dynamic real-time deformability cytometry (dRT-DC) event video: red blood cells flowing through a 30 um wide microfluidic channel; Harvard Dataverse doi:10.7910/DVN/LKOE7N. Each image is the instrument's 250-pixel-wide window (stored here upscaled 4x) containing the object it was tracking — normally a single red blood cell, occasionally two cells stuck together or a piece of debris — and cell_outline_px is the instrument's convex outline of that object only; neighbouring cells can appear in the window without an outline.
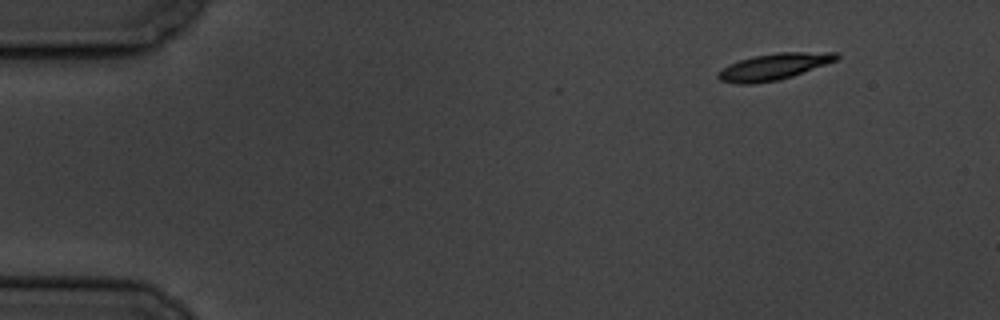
{"species": "common noctule bat (a hibernating species)", "species_latin": "Nyctalus noctula", "temperature_condition": "cold", "stored_images_in_passage": 2, "camera_frame_rate_fps": 3000, "um_per_image_px": 0.085, "animal": {"sex": "male", "body_mass_g": 19.5, "forearm_length_mm": 54.6}, "frame": {"image": 1, "passage_image": 2, "time_ms": 1.333, "image_size_px": [1000, 320], "cell_outline_px": [[840, 56], [836, 60], [792, 76], [780, 80], [752, 84], [736, 84], [720, 80], [716, 76], [716, 72], [728, 64], [752, 56], [776, 52], [840, 52]], "centroid_in_image_um": [65.73, 5.66], "position_along_channel_um": 19.3, "area_um2": 18.38}}